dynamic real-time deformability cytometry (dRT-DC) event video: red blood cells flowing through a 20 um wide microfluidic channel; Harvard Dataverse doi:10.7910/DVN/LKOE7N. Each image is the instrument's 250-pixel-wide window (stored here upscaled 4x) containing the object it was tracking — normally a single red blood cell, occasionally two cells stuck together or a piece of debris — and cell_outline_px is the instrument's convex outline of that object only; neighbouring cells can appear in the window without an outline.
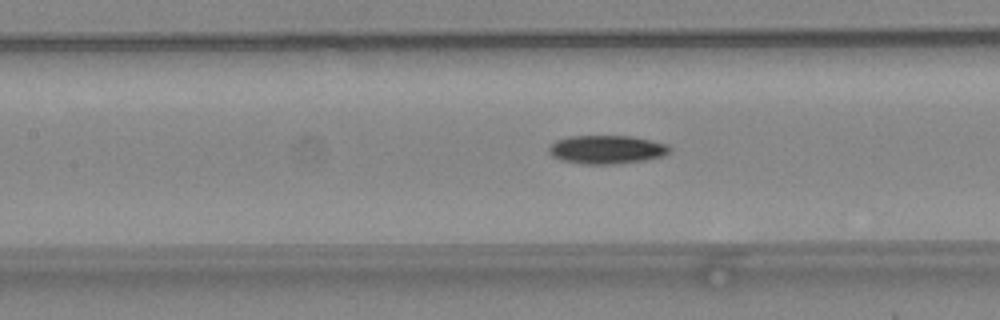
{"species": "common noctule bat (a hibernating species)", "species_latin": "Nyctalus noctula", "temperature_condition": "warm", "stored_images_in_passage": 50, "camera_frame_rate_fps": 3000, "um_per_image_px": 0.085, "animal": {"sex": "female", "body_mass_g": 24.6, "forearm_length_mm": 56.2}, "frame": {"image": 1, "passage_image": 23, "time_ms": 7.333, "image_size_px": [1000, 320], "cell_outline_px": [[672, 152], [664, 156], [648, 160], [612, 164], [584, 164], [560, 160], [552, 156], [548, 152], [548, 148], [556, 140], [568, 136], [632, 136], [668, 144], [672, 148]], "centroid_in_image_um": [51.61, 12.71], "position_along_channel_um": 155.8, "area_um2": 20.35}}
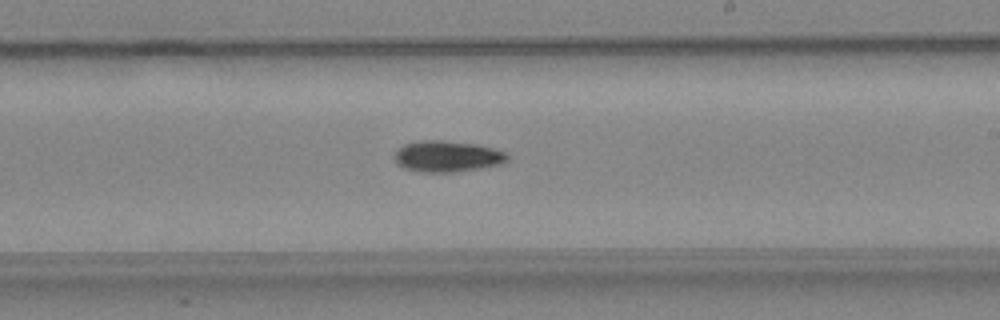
{"frame": {"image": 2, "passage_image": 30, "time_ms": 9.667, "image_size_px": [1000, 320], "cell_outline_px": [[508, 160], [500, 164], [480, 168], [452, 172], [420, 172], [404, 168], [396, 164], [392, 156], [396, 148], [404, 144], [420, 140], [440, 140], [476, 144], [508, 152]], "centroid_in_image_um": [37.95, 13.28], "position_along_channel_um": 251.0, "area_um2": 20.75}}
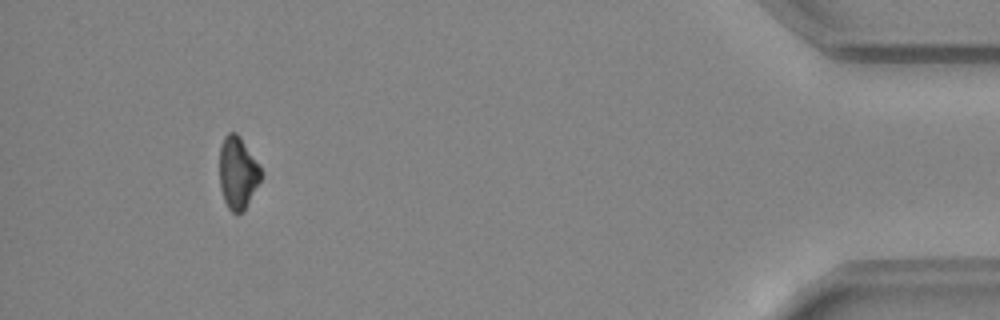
{"frame": {"image": 3, "passage_image": 47, "time_ms": 15.333, "image_size_px": [1000, 320], "cell_outline_px": [[260, 180], [244, 212], [236, 216], [228, 208], [224, 200], [220, 188], [220, 144], [224, 136], [228, 132], [236, 132], [240, 136], [260, 168]], "centroid_in_image_um": [20.18, 14.72], "position_along_channel_um": 415.0, "area_um2": 17.4}, "authors_computed_cell_mechanics": {"area_um2": 19.1607, "velocity_mm_per_s": 4.0965, "shape_relaxation_time_tau1_ms": 3.4205, "shape_relaxation_time_tau2_ms": null, "deformation_change_tau1": 0.1325, "deformation_change_tau2": null}}